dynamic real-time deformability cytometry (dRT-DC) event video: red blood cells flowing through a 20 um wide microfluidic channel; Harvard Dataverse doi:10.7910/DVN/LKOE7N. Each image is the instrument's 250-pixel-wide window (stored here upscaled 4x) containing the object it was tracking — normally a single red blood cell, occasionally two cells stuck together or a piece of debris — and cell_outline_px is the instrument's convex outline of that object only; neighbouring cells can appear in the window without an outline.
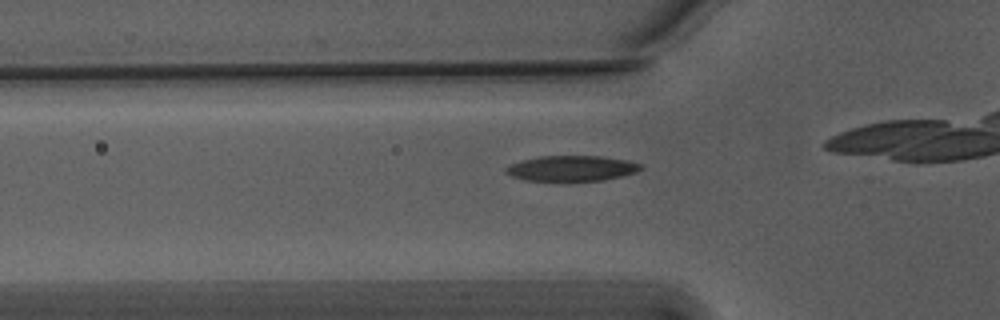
{"species": "Egyptian fruit bat (a non-hibernating species)", "species_latin": "Rousettus aegyptiacus", "temperature_condition": "warm", "stored_images_in_passage": 26, "camera_frame_rate_fps": 3000, "um_per_image_px": 0.085, "animal": {"sex": "male"}, "frame": {"image": 1, "passage_image": 2, "time_ms": 0.333, "image_size_px": [1000, 320], "cell_outline_px": [[644, 168], [636, 172], [604, 180], [524, 180], [512, 176], [504, 172], [504, 168], [508, 164], [520, 160], [540, 156], [600, 156], [628, 160], [644, 164]], "centroid_in_image_um": [48.58, 14.29], "position_along_channel_um": 77.2, "area_um2": 20.06}}
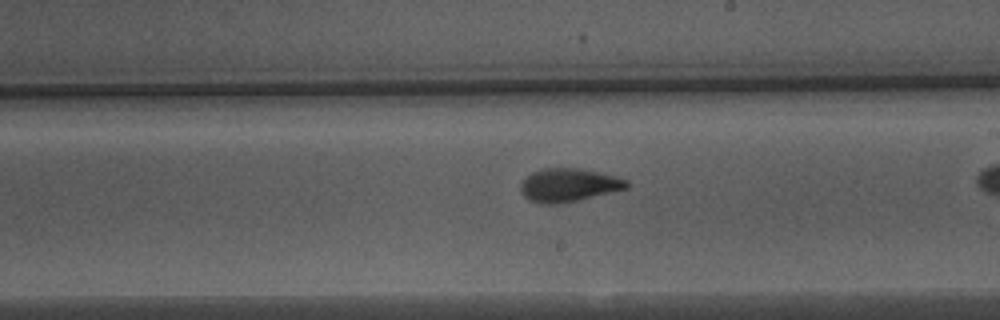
{"frame": {"image": 2, "passage_image": 15, "time_ms": 4.667, "image_size_px": [1000, 320], "cell_outline_px": [[632, 184], [628, 188], [576, 200], [556, 204], [544, 204], [528, 200], [520, 192], [520, 184], [532, 172], [540, 168], [580, 168], [628, 180]], "centroid_in_image_um": [48.31, 15.73], "position_along_channel_um": 240.7, "area_um2": 20.4}}
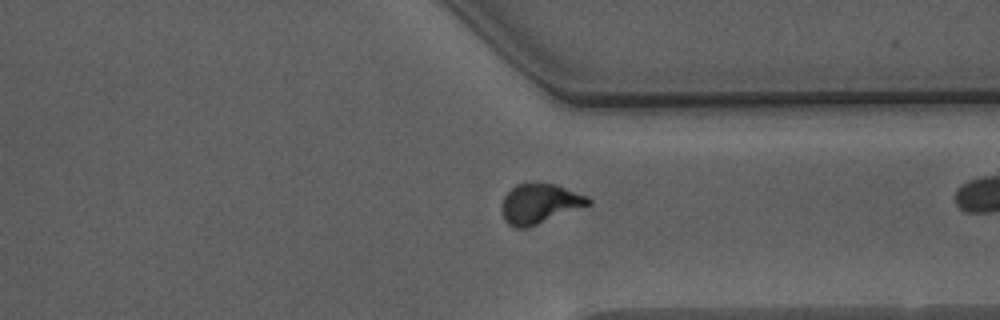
{"frame": {"image": 3, "passage_image": 25, "time_ms": 8.0, "image_size_px": [1000, 320], "cell_outline_px": [[592, 204], [528, 228], [512, 228], [504, 220], [500, 208], [504, 196], [516, 184], [556, 184], [588, 196], [592, 200]], "centroid_in_image_um": [45.87, 17.34], "position_along_channel_um": 365.5, "area_um2": 20.23}}